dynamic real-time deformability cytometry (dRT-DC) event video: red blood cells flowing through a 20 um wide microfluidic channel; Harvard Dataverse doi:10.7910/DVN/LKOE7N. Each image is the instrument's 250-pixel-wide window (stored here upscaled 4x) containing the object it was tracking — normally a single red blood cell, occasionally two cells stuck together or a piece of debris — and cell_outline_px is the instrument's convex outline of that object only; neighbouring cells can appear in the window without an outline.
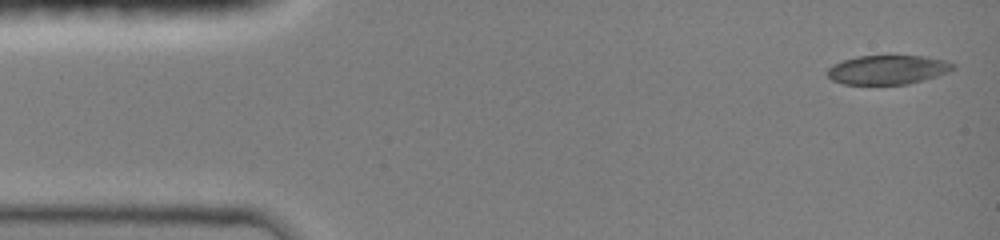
{"species": "common noctule bat (a hibernating species)", "species_latin": "Nyctalus noctula", "temperature_condition": "room temperature", "stored_images_in_passage": 9, "camera_frame_rate_fps": 3000, "um_per_image_px": 0.085, "animal": {"sex": "female", "body_mass_g": 19.0, "forearm_length_mm": 51.5}, "frame": {"image": 1, "passage_image": 1, "time_ms": 0.0, "image_size_px": [1000, 240], "cell_outline_px": [[956, 68], [948, 72], [936, 76], [908, 84], [844, 84], [832, 80], [828, 76], [828, 68], [844, 60], [856, 56], [924, 56], [944, 60], [956, 64]], "centroid_in_image_um": [75.49, 5.93], "position_along_channel_um": 9.5, "area_um2": 21.15}}
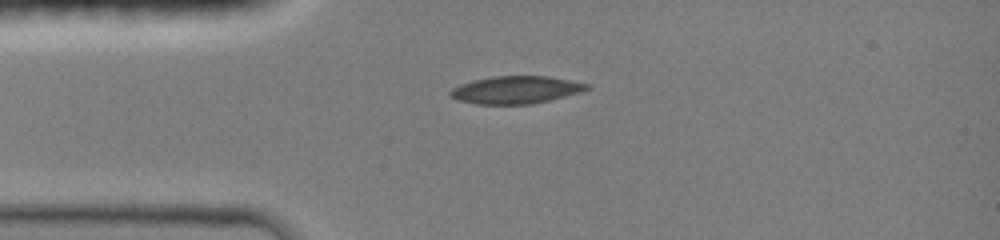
{"frame": {"image": 2, "passage_image": 8, "time_ms": 3.0, "image_size_px": [1000, 240], "cell_outline_px": [[592, 88], [580, 92], [532, 104], [476, 104], [456, 100], [448, 96], [448, 92], [452, 88], [460, 84], [472, 80], [492, 76], [548, 76], [588, 84]], "centroid_in_image_um": [43.78, 7.64], "position_along_channel_um": 41.2, "area_um2": 21.96}}